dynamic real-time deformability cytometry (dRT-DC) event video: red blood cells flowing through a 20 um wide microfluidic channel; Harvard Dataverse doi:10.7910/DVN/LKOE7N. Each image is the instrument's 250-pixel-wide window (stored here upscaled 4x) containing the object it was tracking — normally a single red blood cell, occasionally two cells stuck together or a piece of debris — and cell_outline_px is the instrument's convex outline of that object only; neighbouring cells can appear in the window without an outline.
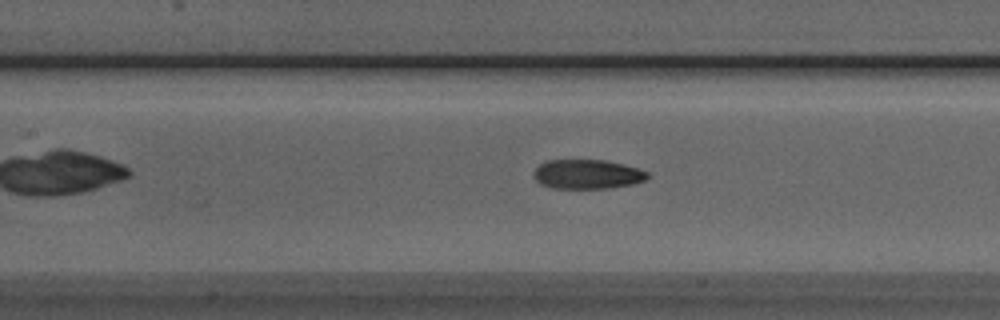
{"species": "Egyptian fruit bat (a non-hibernating species)", "species_latin": "Rousettus aegyptiacus", "temperature_condition": "room temperature", "stored_images_in_passage": 29, "camera_frame_rate_fps": 3000, "um_per_image_px": 0.085, "animal": {"sex": "male"}, "frame": {"image": 1, "passage_image": 7, "time_ms": 2.0, "image_size_px": [1000, 320], "cell_outline_px": [[652, 176], [648, 180], [632, 184], [608, 188], [552, 188], [540, 184], [536, 180], [536, 168], [540, 164], [548, 160], [604, 160], [636, 168], [648, 172]], "centroid_in_image_um": [49.97, 14.82], "position_along_channel_um": 157.4, "area_um2": 19.31}}
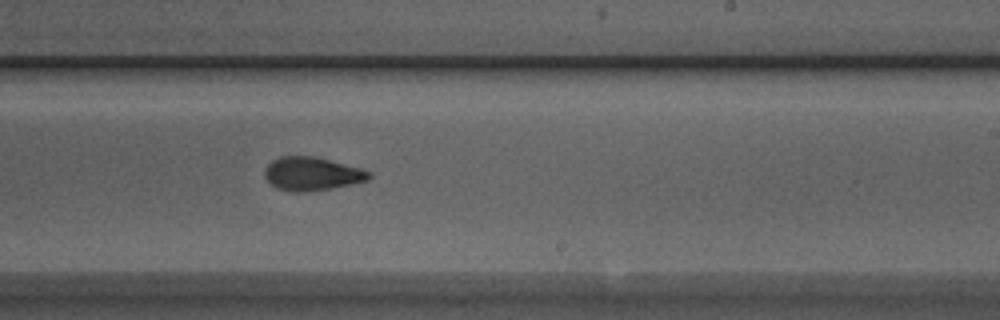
{"frame": {"image": 2, "passage_image": 15, "time_ms": 4.667, "image_size_px": [1000, 320], "cell_outline_px": [[372, 176], [368, 180], [332, 188], [304, 192], [292, 192], [276, 188], [264, 176], [264, 168], [272, 160], [280, 156], [312, 156], [360, 168], [372, 172]], "centroid_in_image_um": [26.49, 14.78], "position_along_channel_um": 262.5, "area_um2": 20.23}}
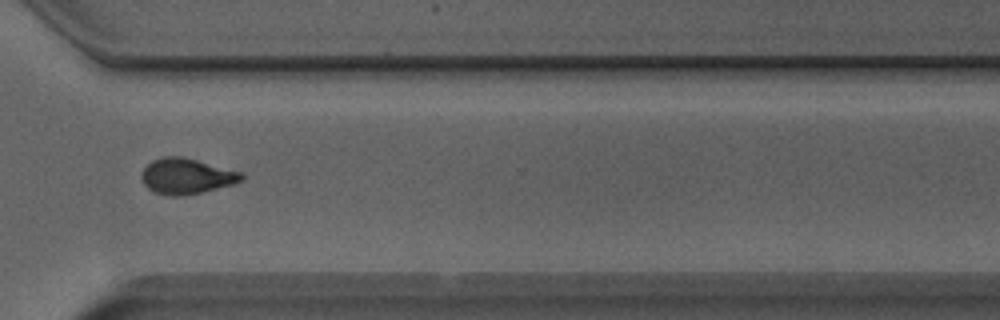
{"frame": {"image": 3, "passage_image": 22, "time_ms": 7.0, "image_size_px": [1000, 320], "cell_outline_px": [[244, 180], [232, 184], [200, 192], [180, 196], [172, 196], [152, 192], [144, 184], [140, 176], [144, 168], [152, 160], [160, 156], [180, 156], [196, 160], [240, 172], [244, 176]], "centroid_in_image_um": [15.8, 14.97], "position_along_channel_um": 354.8, "area_um2": 20.52}}